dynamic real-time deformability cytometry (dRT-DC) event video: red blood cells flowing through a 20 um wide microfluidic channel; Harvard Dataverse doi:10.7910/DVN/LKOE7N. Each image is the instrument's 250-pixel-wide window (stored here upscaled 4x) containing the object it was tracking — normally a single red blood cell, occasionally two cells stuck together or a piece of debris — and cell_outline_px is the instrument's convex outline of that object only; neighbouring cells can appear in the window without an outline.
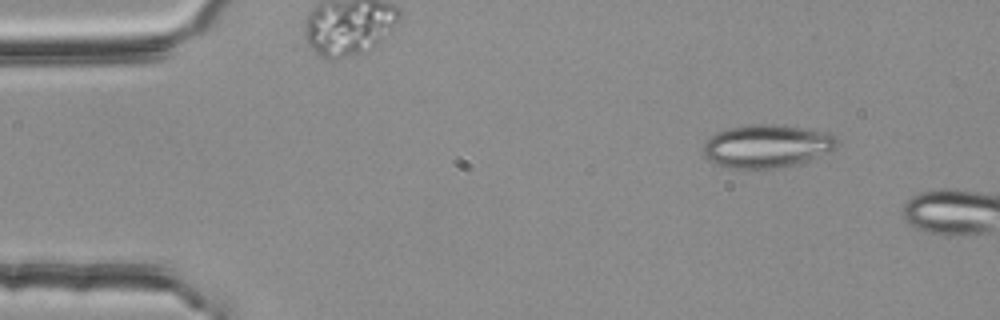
{"species": "common noctule bat (a hibernating species)", "species_latin": "Nyctalus noctula", "temperature_condition": "room temperature", "stored_images_in_passage": 4, "camera_frame_rate_fps": 3000, "um_per_image_px": 0.085, "animal": {"sex": "female", "body_mass_g": 25.1}, "frame": {"image": 1, "passage_image": 4, "time_ms": 1.0, "image_size_px": [1000, 320], "cell_outline_px": [[840, 144], [836, 148], [804, 160], [792, 164], [776, 168], [732, 168], [708, 160], [704, 156], [704, 144], [716, 132], [732, 128], [756, 124], [772, 124], [832, 132]], "centroid_in_image_um": [65.19, 12.4], "position_along_channel_um": 19.8, "area_um2": 32.83}}